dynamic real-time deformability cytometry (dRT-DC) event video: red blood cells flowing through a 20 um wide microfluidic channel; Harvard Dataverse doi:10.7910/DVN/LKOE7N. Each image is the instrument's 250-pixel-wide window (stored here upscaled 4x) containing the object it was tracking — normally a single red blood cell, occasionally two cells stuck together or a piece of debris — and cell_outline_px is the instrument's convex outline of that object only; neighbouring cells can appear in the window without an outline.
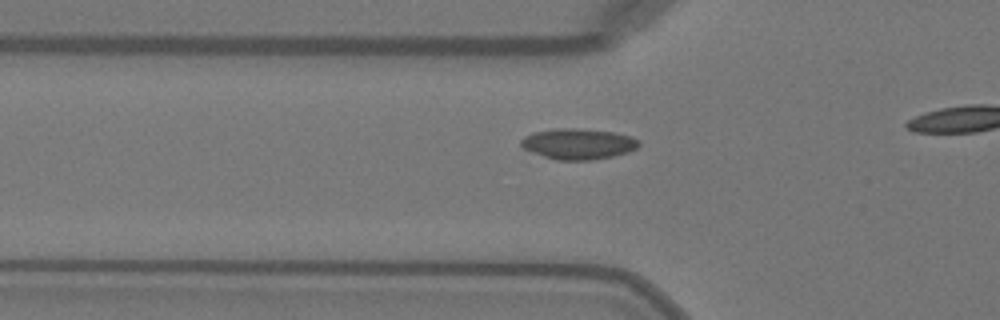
{"species": "Egyptian fruit bat (a non-hibernating species)", "species_latin": "Rousettus aegyptiacus", "temperature_condition": "warm", "stored_images_in_passage": 32, "camera_frame_rate_fps": 3000, "um_per_image_px": 0.085, "animal": {"sex": "female"}, "frame": {"image": 1, "passage_image": 8, "time_ms": 2.333, "image_size_px": [1000, 320], "cell_outline_px": [[640, 144], [636, 148], [628, 152], [612, 156], [592, 160], [556, 160], [544, 156], [524, 148], [520, 144], [520, 140], [524, 136], [536, 132], [556, 128], [576, 128], [616, 132], [632, 136], [640, 140]], "centroid_in_image_um": [49.19, 12.22], "position_along_channel_um": 76.6, "area_um2": 21.1}}
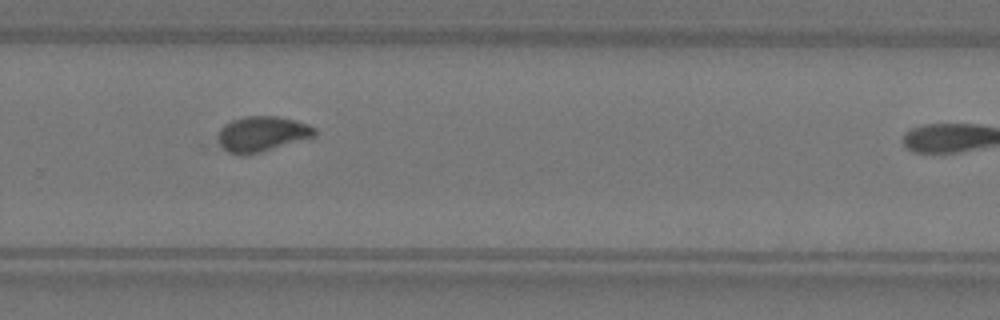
{"frame": {"image": 2, "passage_image": 25, "time_ms": 8.0, "image_size_px": [1000, 320], "cell_outline_px": [[316, 136], [248, 156], [240, 156], [228, 152], [220, 144], [220, 128], [224, 124], [232, 120], [244, 116], [280, 116], [296, 120], [308, 124], [316, 128]], "centroid_in_image_um": [22.3, 11.39], "position_along_channel_um": 307.5, "area_um2": 20.06}}
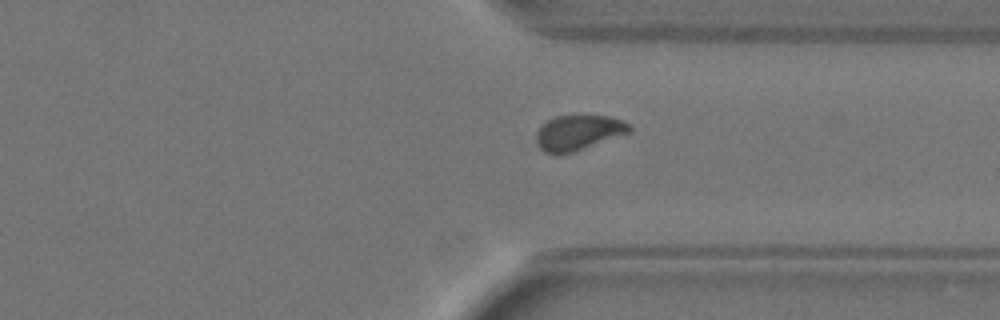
{"frame": {"image": 3, "passage_image": 29, "time_ms": 9.333, "image_size_px": [1000, 320], "cell_outline_px": [[632, 132], [560, 156], [556, 156], [544, 152], [536, 144], [536, 132], [540, 124], [556, 116], [608, 116], [620, 120], [628, 124], [632, 128]], "centroid_in_image_um": [49.1, 11.3], "position_along_channel_um": 362.3, "area_um2": 19.25}}